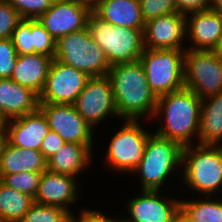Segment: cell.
Masks as SVG:
<instances>
[{"label": "cell", "instance_id": "277c9868", "mask_svg": "<svg viewBox=\"0 0 222 222\" xmlns=\"http://www.w3.org/2000/svg\"><path fill=\"white\" fill-rule=\"evenodd\" d=\"M194 146L183 147V182L197 193L213 196L222 188V145Z\"/></svg>", "mask_w": 222, "mask_h": 222}, {"label": "cell", "instance_id": "484cf974", "mask_svg": "<svg viewBox=\"0 0 222 222\" xmlns=\"http://www.w3.org/2000/svg\"><path fill=\"white\" fill-rule=\"evenodd\" d=\"M216 199L180 200V214L189 222H222V200Z\"/></svg>", "mask_w": 222, "mask_h": 222}, {"label": "cell", "instance_id": "60d3db41", "mask_svg": "<svg viewBox=\"0 0 222 222\" xmlns=\"http://www.w3.org/2000/svg\"><path fill=\"white\" fill-rule=\"evenodd\" d=\"M177 222H189V221H187L181 214H179Z\"/></svg>", "mask_w": 222, "mask_h": 222}, {"label": "cell", "instance_id": "6da1fadb", "mask_svg": "<svg viewBox=\"0 0 222 222\" xmlns=\"http://www.w3.org/2000/svg\"><path fill=\"white\" fill-rule=\"evenodd\" d=\"M107 76L112 84L119 119L140 120L144 117L155 119L158 98L147 83L140 60L114 64Z\"/></svg>", "mask_w": 222, "mask_h": 222}, {"label": "cell", "instance_id": "4316f807", "mask_svg": "<svg viewBox=\"0 0 222 222\" xmlns=\"http://www.w3.org/2000/svg\"><path fill=\"white\" fill-rule=\"evenodd\" d=\"M69 216L61 207L34 203L20 222H69Z\"/></svg>", "mask_w": 222, "mask_h": 222}, {"label": "cell", "instance_id": "d590c367", "mask_svg": "<svg viewBox=\"0 0 222 222\" xmlns=\"http://www.w3.org/2000/svg\"><path fill=\"white\" fill-rule=\"evenodd\" d=\"M177 12L187 15L191 12L212 8V0H175Z\"/></svg>", "mask_w": 222, "mask_h": 222}, {"label": "cell", "instance_id": "d4e9b609", "mask_svg": "<svg viewBox=\"0 0 222 222\" xmlns=\"http://www.w3.org/2000/svg\"><path fill=\"white\" fill-rule=\"evenodd\" d=\"M34 198L5 185L0 179V222H20Z\"/></svg>", "mask_w": 222, "mask_h": 222}, {"label": "cell", "instance_id": "d6986e66", "mask_svg": "<svg viewBox=\"0 0 222 222\" xmlns=\"http://www.w3.org/2000/svg\"><path fill=\"white\" fill-rule=\"evenodd\" d=\"M39 108V96L11 78L0 79V114L5 121Z\"/></svg>", "mask_w": 222, "mask_h": 222}, {"label": "cell", "instance_id": "30bf717a", "mask_svg": "<svg viewBox=\"0 0 222 222\" xmlns=\"http://www.w3.org/2000/svg\"><path fill=\"white\" fill-rule=\"evenodd\" d=\"M89 78L86 73L53 59L39 103L74 104Z\"/></svg>", "mask_w": 222, "mask_h": 222}, {"label": "cell", "instance_id": "5bb4252c", "mask_svg": "<svg viewBox=\"0 0 222 222\" xmlns=\"http://www.w3.org/2000/svg\"><path fill=\"white\" fill-rule=\"evenodd\" d=\"M127 203L129 217L123 222H177L180 200L162 197L160 191L142 190Z\"/></svg>", "mask_w": 222, "mask_h": 222}, {"label": "cell", "instance_id": "d6a6232c", "mask_svg": "<svg viewBox=\"0 0 222 222\" xmlns=\"http://www.w3.org/2000/svg\"><path fill=\"white\" fill-rule=\"evenodd\" d=\"M21 20L19 13L7 0H0V39L11 38Z\"/></svg>", "mask_w": 222, "mask_h": 222}, {"label": "cell", "instance_id": "4fadbf2b", "mask_svg": "<svg viewBox=\"0 0 222 222\" xmlns=\"http://www.w3.org/2000/svg\"><path fill=\"white\" fill-rule=\"evenodd\" d=\"M92 4L84 0H54L38 20L57 41L87 27Z\"/></svg>", "mask_w": 222, "mask_h": 222}, {"label": "cell", "instance_id": "9a60e30c", "mask_svg": "<svg viewBox=\"0 0 222 222\" xmlns=\"http://www.w3.org/2000/svg\"><path fill=\"white\" fill-rule=\"evenodd\" d=\"M186 36V16L173 12L145 22L144 46L147 49H182Z\"/></svg>", "mask_w": 222, "mask_h": 222}, {"label": "cell", "instance_id": "e0dca14e", "mask_svg": "<svg viewBox=\"0 0 222 222\" xmlns=\"http://www.w3.org/2000/svg\"><path fill=\"white\" fill-rule=\"evenodd\" d=\"M185 16L186 37L193 43L187 49L215 51L222 39V17L212 8Z\"/></svg>", "mask_w": 222, "mask_h": 222}, {"label": "cell", "instance_id": "f1b7e54d", "mask_svg": "<svg viewBox=\"0 0 222 222\" xmlns=\"http://www.w3.org/2000/svg\"><path fill=\"white\" fill-rule=\"evenodd\" d=\"M33 53L49 56L54 59L56 40L43 27L38 19H31Z\"/></svg>", "mask_w": 222, "mask_h": 222}, {"label": "cell", "instance_id": "ee69618b", "mask_svg": "<svg viewBox=\"0 0 222 222\" xmlns=\"http://www.w3.org/2000/svg\"><path fill=\"white\" fill-rule=\"evenodd\" d=\"M84 1H87L92 4L95 0H84Z\"/></svg>", "mask_w": 222, "mask_h": 222}, {"label": "cell", "instance_id": "83f0119b", "mask_svg": "<svg viewBox=\"0 0 222 222\" xmlns=\"http://www.w3.org/2000/svg\"><path fill=\"white\" fill-rule=\"evenodd\" d=\"M42 173L20 172L5 175L1 181L21 193L27 194L35 199L39 188V182Z\"/></svg>", "mask_w": 222, "mask_h": 222}, {"label": "cell", "instance_id": "8fae6325", "mask_svg": "<svg viewBox=\"0 0 222 222\" xmlns=\"http://www.w3.org/2000/svg\"><path fill=\"white\" fill-rule=\"evenodd\" d=\"M50 131L57 133L65 143L93 146V127L78 113L74 104L39 103Z\"/></svg>", "mask_w": 222, "mask_h": 222}, {"label": "cell", "instance_id": "9c48e42d", "mask_svg": "<svg viewBox=\"0 0 222 222\" xmlns=\"http://www.w3.org/2000/svg\"><path fill=\"white\" fill-rule=\"evenodd\" d=\"M124 125L112 136L105 159L118 172H133L143 158L149 133L138 120L124 119Z\"/></svg>", "mask_w": 222, "mask_h": 222}, {"label": "cell", "instance_id": "4dcf8cb0", "mask_svg": "<svg viewBox=\"0 0 222 222\" xmlns=\"http://www.w3.org/2000/svg\"><path fill=\"white\" fill-rule=\"evenodd\" d=\"M22 19H38L54 0H7Z\"/></svg>", "mask_w": 222, "mask_h": 222}, {"label": "cell", "instance_id": "2e32d148", "mask_svg": "<svg viewBox=\"0 0 222 222\" xmlns=\"http://www.w3.org/2000/svg\"><path fill=\"white\" fill-rule=\"evenodd\" d=\"M7 141L18 148L40 151L43 138L49 133L48 120L43 111H36L5 122Z\"/></svg>", "mask_w": 222, "mask_h": 222}, {"label": "cell", "instance_id": "b9f144b4", "mask_svg": "<svg viewBox=\"0 0 222 222\" xmlns=\"http://www.w3.org/2000/svg\"><path fill=\"white\" fill-rule=\"evenodd\" d=\"M5 120L3 119V117L1 116V114H0V127L1 126H5Z\"/></svg>", "mask_w": 222, "mask_h": 222}, {"label": "cell", "instance_id": "7bdbcfd3", "mask_svg": "<svg viewBox=\"0 0 222 222\" xmlns=\"http://www.w3.org/2000/svg\"><path fill=\"white\" fill-rule=\"evenodd\" d=\"M113 222H123L121 219H114Z\"/></svg>", "mask_w": 222, "mask_h": 222}, {"label": "cell", "instance_id": "ba28073f", "mask_svg": "<svg viewBox=\"0 0 222 222\" xmlns=\"http://www.w3.org/2000/svg\"><path fill=\"white\" fill-rule=\"evenodd\" d=\"M184 86L201 100L222 93V58L216 51L185 50Z\"/></svg>", "mask_w": 222, "mask_h": 222}, {"label": "cell", "instance_id": "52a82bcc", "mask_svg": "<svg viewBox=\"0 0 222 222\" xmlns=\"http://www.w3.org/2000/svg\"><path fill=\"white\" fill-rule=\"evenodd\" d=\"M183 49H147L140 56L147 83L158 97L184 88Z\"/></svg>", "mask_w": 222, "mask_h": 222}, {"label": "cell", "instance_id": "8d00e7d4", "mask_svg": "<svg viewBox=\"0 0 222 222\" xmlns=\"http://www.w3.org/2000/svg\"><path fill=\"white\" fill-rule=\"evenodd\" d=\"M114 218H111V216H107L103 214L99 210H88L84 209L81 211L79 219L73 215V213H70L69 216V222H113Z\"/></svg>", "mask_w": 222, "mask_h": 222}, {"label": "cell", "instance_id": "1f68e13d", "mask_svg": "<svg viewBox=\"0 0 222 222\" xmlns=\"http://www.w3.org/2000/svg\"><path fill=\"white\" fill-rule=\"evenodd\" d=\"M144 22L177 12L175 0H139Z\"/></svg>", "mask_w": 222, "mask_h": 222}, {"label": "cell", "instance_id": "f546056e", "mask_svg": "<svg viewBox=\"0 0 222 222\" xmlns=\"http://www.w3.org/2000/svg\"><path fill=\"white\" fill-rule=\"evenodd\" d=\"M11 40L17 55L33 54V40L31 33V19H22L18 24Z\"/></svg>", "mask_w": 222, "mask_h": 222}, {"label": "cell", "instance_id": "3957f363", "mask_svg": "<svg viewBox=\"0 0 222 222\" xmlns=\"http://www.w3.org/2000/svg\"><path fill=\"white\" fill-rule=\"evenodd\" d=\"M87 27L111 66L139 61L145 50L144 29L113 26L93 11L88 16Z\"/></svg>", "mask_w": 222, "mask_h": 222}, {"label": "cell", "instance_id": "5b68a950", "mask_svg": "<svg viewBox=\"0 0 222 222\" xmlns=\"http://www.w3.org/2000/svg\"><path fill=\"white\" fill-rule=\"evenodd\" d=\"M183 147L170 139L151 133L145 145L143 158L132 172L140 174L141 191H161L174 170L182 167ZM179 167V168H178Z\"/></svg>", "mask_w": 222, "mask_h": 222}, {"label": "cell", "instance_id": "8992f818", "mask_svg": "<svg viewBox=\"0 0 222 222\" xmlns=\"http://www.w3.org/2000/svg\"><path fill=\"white\" fill-rule=\"evenodd\" d=\"M54 59L86 73L89 77L105 76L111 67L88 27L59 38L56 41Z\"/></svg>", "mask_w": 222, "mask_h": 222}, {"label": "cell", "instance_id": "7a4b0ae2", "mask_svg": "<svg viewBox=\"0 0 222 222\" xmlns=\"http://www.w3.org/2000/svg\"><path fill=\"white\" fill-rule=\"evenodd\" d=\"M201 103L202 100L185 87L158 97L154 117L164 115L165 124L159 125L155 134L182 147L196 145L192 137L197 136L198 144Z\"/></svg>", "mask_w": 222, "mask_h": 222}, {"label": "cell", "instance_id": "e575fe53", "mask_svg": "<svg viewBox=\"0 0 222 222\" xmlns=\"http://www.w3.org/2000/svg\"><path fill=\"white\" fill-rule=\"evenodd\" d=\"M65 144V141L55 132L49 131V133L43 138L40 152L44 158L48 160Z\"/></svg>", "mask_w": 222, "mask_h": 222}, {"label": "cell", "instance_id": "ffe728a7", "mask_svg": "<svg viewBox=\"0 0 222 222\" xmlns=\"http://www.w3.org/2000/svg\"><path fill=\"white\" fill-rule=\"evenodd\" d=\"M92 11L113 26L145 28L139 0H95Z\"/></svg>", "mask_w": 222, "mask_h": 222}, {"label": "cell", "instance_id": "7402d4cb", "mask_svg": "<svg viewBox=\"0 0 222 222\" xmlns=\"http://www.w3.org/2000/svg\"><path fill=\"white\" fill-rule=\"evenodd\" d=\"M47 170V160L40 151L18 148L5 143L0 156V179L20 172L42 173Z\"/></svg>", "mask_w": 222, "mask_h": 222}, {"label": "cell", "instance_id": "ab89813d", "mask_svg": "<svg viewBox=\"0 0 222 222\" xmlns=\"http://www.w3.org/2000/svg\"><path fill=\"white\" fill-rule=\"evenodd\" d=\"M217 52V54L222 58V39L220 41L219 46L217 47V49L215 50Z\"/></svg>", "mask_w": 222, "mask_h": 222}, {"label": "cell", "instance_id": "603a6c76", "mask_svg": "<svg viewBox=\"0 0 222 222\" xmlns=\"http://www.w3.org/2000/svg\"><path fill=\"white\" fill-rule=\"evenodd\" d=\"M92 152L86 145L65 143L47 160V170L76 177L89 166Z\"/></svg>", "mask_w": 222, "mask_h": 222}, {"label": "cell", "instance_id": "836d02e7", "mask_svg": "<svg viewBox=\"0 0 222 222\" xmlns=\"http://www.w3.org/2000/svg\"><path fill=\"white\" fill-rule=\"evenodd\" d=\"M17 57L11 38L0 39V79L11 78Z\"/></svg>", "mask_w": 222, "mask_h": 222}, {"label": "cell", "instance_id": "ac0fdd59", "mask_svg": "<svg viewBox=\"0 0 222 222\" xmlns=\"http://www.w3.org/2000/svg\"><path fill=\"white\" fill-rule=\"evenodd\" d=\"M78 186L76 177L46 170L42 172L34 201L41 205L61 207L71 213L68 207L78 199Z\"/></svg>", "mask_w": 222, "mask_h": 222}, {"label": "cell", "instance_id": "f35d334b", "mask_svg": "<svg viewBox=\"0 0 222 222\" xmlns=\"http://www.w3.org/2000/svg\"><path fill=\"white\" fill-rule=\"evenodd\" d=\"M212 9L222 17V0H212Z\"/></svg>", "mask_w": 222, "mask_h": 222}, {"label": "cell", "instance_id": "74e56055", "mask_svg": "<svg viewBox=\"0 0 222 222\" xmlns=\"http://www.w3.org/2000/svg\"><path fill=\"white\" fill-rule=\"evenodd\" d=\"M7 142V132L5 126L0 127V156L5 143Z\"/></svg>", "mask_w": 222, "mask_h": 222}, {"label": "cell", "instance_id": "cb8c5ba5", "mask_svg": "<svg viewBox=\"0 0 222 222\" xmlns=\"http://www.w3.org/2000/svg\"><path fill=\"white\" fill-rule=\"evenodd\" d=\"M220 140L222 141V93L202 99L198 144L221 145Z\"/></svg>", "mask_w": 222, "mask_h": 222}, {"label": "cell", "instance_id": "7c38bea8", "mask_svg": "<svg viewBox=\"0 0 222 222\" xmlns=\"http://www.w3.org/2000/svg\"><path fill=\"white\" fill-rule=\"evenodd\" d=\"M74 106L78 113L94 128L109 115L117 116L112 84L107 75L90 77L77 97Z\"/></svg>", "mask_w": 222, "mask_h": 222}, {"label": "cell", "instance_id": "44dd1931", "mask_svg": "<svg viewBox=\"0 0 222 222\" xmlns=\"http://www.w3.org/2000/svg\"><path fill=\"white\" fill-rule=\"evenodd\" d=\"M52 61L53 58L41 54L18 55L11 79L40 96Z\"/></svg>", "mask_w": 222, "mask_h": 222}]
</instances>
